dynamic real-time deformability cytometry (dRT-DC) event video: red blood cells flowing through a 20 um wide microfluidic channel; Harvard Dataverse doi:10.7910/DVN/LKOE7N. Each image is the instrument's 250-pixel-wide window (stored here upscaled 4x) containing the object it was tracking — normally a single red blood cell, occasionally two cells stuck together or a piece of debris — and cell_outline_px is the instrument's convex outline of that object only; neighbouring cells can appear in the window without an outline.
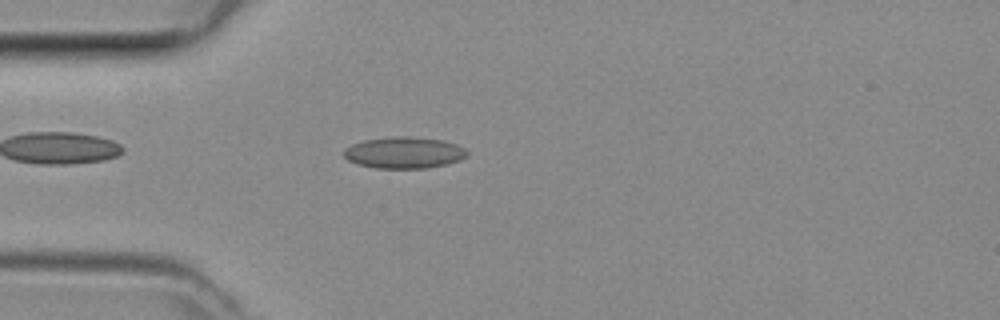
{"species": "common noctule bat (a hibernating species)", "species_latin": "Nyctalus noctula", "temperature_condition": "room temperature", "stored_images_in_passage": 35, "camera_frame_rate_fps": 3000, "um_per_image_px": 0.085, "animal": {"sex": "female", "body_mass_g": 29.2, "forearm_length_mm": 56.3}, "frame": {"image": 1, "passage_image": 1, "time_ms": 0.0, "image_size_px": [1000, 320], "cell_outline_px": [[468, 152], [460, 160], [444, 164], [424, 168], [376, 168], [356, 164], [348, 160], [344, 156], [344, 148], [352, 144], [364, 140], [392, 136], [408, 136], [444, 140], [456, 144], [464, 148]], "centroid_in_image_um": [34.31, 12.96], "position_along_channel_um": 50.7, "area_um2": 22.54}}
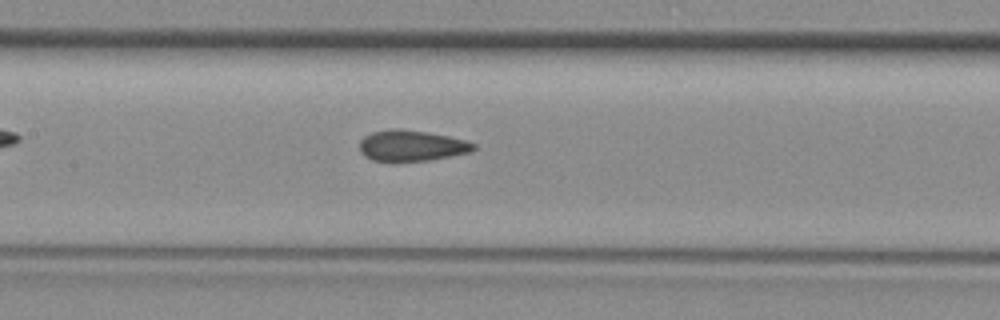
{"frame": {"image": 2, "passage_image": 10, "time_ms": 3.0, "image_size_px": [1000, 320], "cell_outline_px": [[476, 148], [472, 152], [432, 160], [392, 164], [372, 160], [364, 156], [360, 152], [360, 140], [364, 136], [372, 132], [392, 128], [396, 128], [428, 132], [448, 136], [464, 140], [476, 144]], "centroid_in_image_um": [34.95, 12.42], "position_along_channel_um": 172.4, "area_um2": 21.33}}
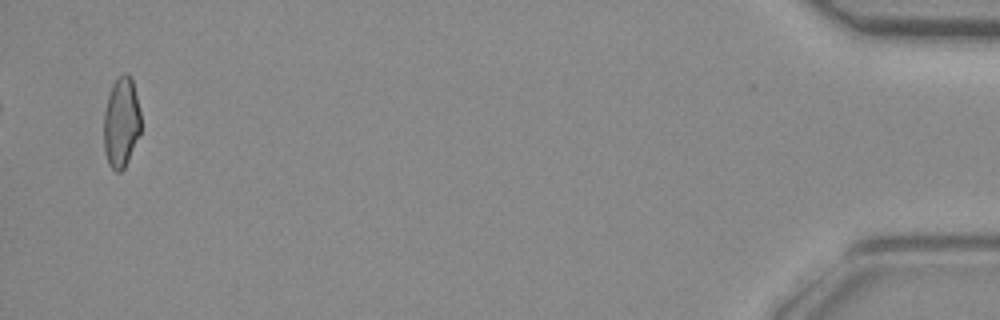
{"frame": {"image": 3, "passage_image": 34, "time_ms": 11.0, "image_size_px": [1000, 320], "cell_outline_px": [[140, 132], [128, 160], [124, 168], [120, 172], [116, 172], [108, 164], [104, 152], [104, 112], [108, 96], [112, 84], [124, 72], [128, 72], [132, 76], [140, 112]], "centroid_in_image_um": [10.3, 10.38], "position_along_channel_um": 424.9, "area_um2": 19.54}}